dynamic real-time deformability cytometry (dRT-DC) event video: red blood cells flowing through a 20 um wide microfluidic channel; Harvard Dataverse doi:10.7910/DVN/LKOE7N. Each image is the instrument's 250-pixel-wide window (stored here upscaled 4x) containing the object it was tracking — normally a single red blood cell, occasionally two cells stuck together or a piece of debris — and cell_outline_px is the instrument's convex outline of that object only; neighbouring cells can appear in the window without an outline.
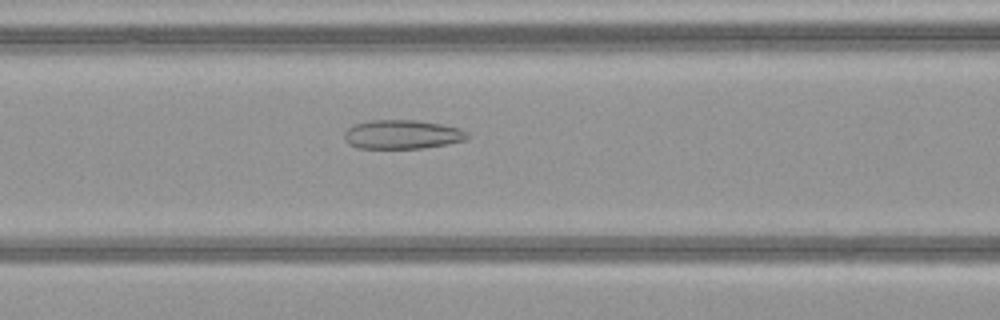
{"species": "common noctule bat (a hibernating species)", "species_latin": "Nyctalus noctula", "temperature_condition": "warm", "stored_images_in_passage": 21, "camera_frame_rate_fps": 3000, "um_per_image_px": 0.085, "animal": {"sex": "female", "body_mass_g": 21.9}, "frame": {"image": 1, "passage_image": 11, "time_ms": 3.333, "image_size_px": [1000, 320], "cell_outline_px": [[468, 136], [464, 140], [448, 144], [424, 148], [356, 148], [348, 144], [344, 140], [344, 132], [352, 124], [368, 120], [416, 120], [440, 124], [460, 128], [468, 132]], "centroid_in_image_um": [34.14, 11.42], "position_along_channel_um": 132.5, "area_um2": 20.98}}
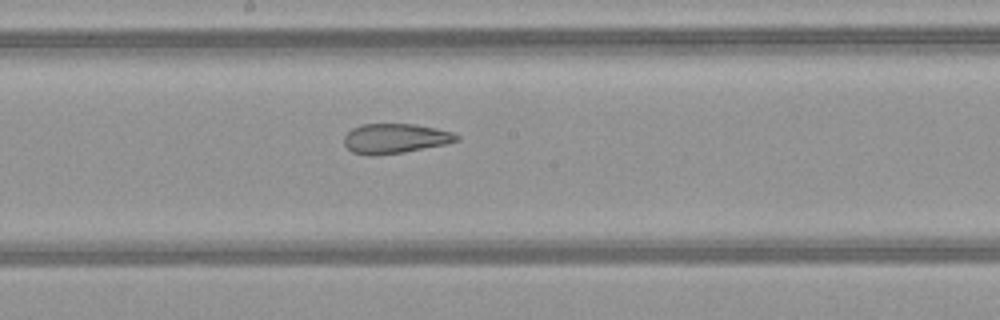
{"frame": {"image": 2, "passage_image": 17, "time_ms": 5.333, "image_size_px": [1000, 320], "cell_outline_px": [[460, 140], [444, 144], [404, 152], [368, 156], [352, 152], [344, 144], [344, 136], [352, 128], [360, 124], [416, 124], [436, 128], [452, 132], [460, 136]], "centroid_in_image_um": [33.57, 11.76], "position_along_channel_um": 214.6, "area_um2": 19.54}}
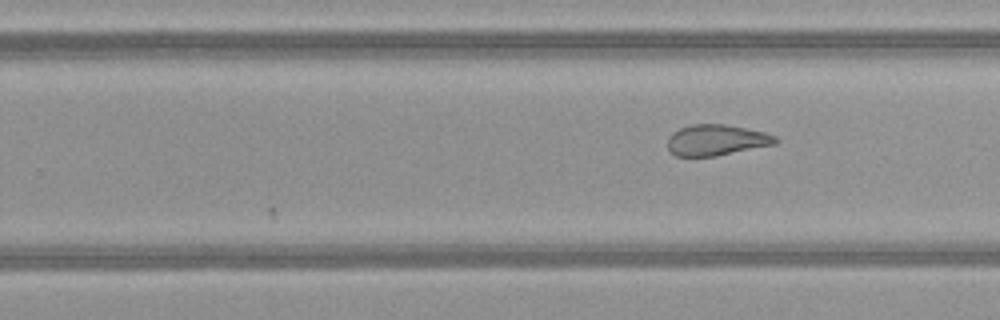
{"frame": {"image": 3, "passage_image": 21, "time_ms": 6.667, "image_size_px": [1000, 320], "cell_outline_px": [[780, 140], [776, 144], [716, 156], [676, 156], [668, 148], [668, 136], [672, 132], [680, 128], [692, 124], [724, 124], [764, 132], [776, 136]], "centroid_in_image_um": [60.9, 11.9], "position_along_channel_um": 268.9, "area_um2": 19.42}}